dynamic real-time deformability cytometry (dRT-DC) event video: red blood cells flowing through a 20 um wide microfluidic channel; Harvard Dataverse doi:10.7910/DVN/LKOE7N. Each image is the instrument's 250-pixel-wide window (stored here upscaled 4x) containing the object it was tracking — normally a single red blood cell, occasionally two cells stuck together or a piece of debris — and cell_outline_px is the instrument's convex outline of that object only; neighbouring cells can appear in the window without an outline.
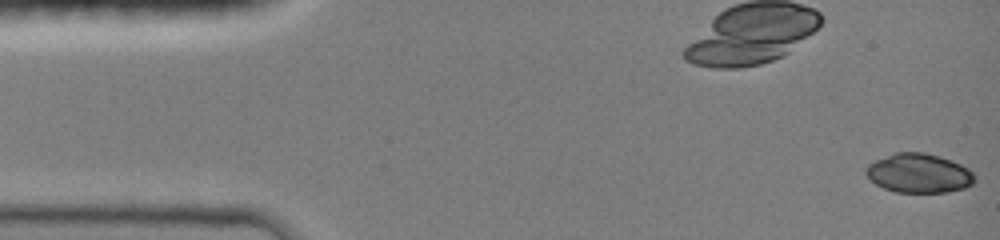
{"species": "common noctule bat (a hibernating species)", "species_latin": "Nyctalus noctula", "temperature_condition": "room temperature", "stored_images_in_passage": 7, "camera_frame_rate_fps": 3000, "um_per_image_px": 0.085, "animal": {"sex": "female", "body_mass_g": 19.0, "forearm_length_mm": 51.5}, "frame": {"image": 1, "passage_image": 1, "time_ms": 0.0, "image_size_px": [1000, 240], "cell_outline_px": [[972, 184], [964, 188], [944, 192], [896, 192], [884, 188], [876, 184], [864, 172], [868, 164], [876, 160], [896, 152], [920, 152], [936, 156], [960, 164], [968, 168], [972, 172]], "centroid_in_image_um": [78.06, 14.73], "position_along_channel_um": 6.9, "area_um2": 24.28}}